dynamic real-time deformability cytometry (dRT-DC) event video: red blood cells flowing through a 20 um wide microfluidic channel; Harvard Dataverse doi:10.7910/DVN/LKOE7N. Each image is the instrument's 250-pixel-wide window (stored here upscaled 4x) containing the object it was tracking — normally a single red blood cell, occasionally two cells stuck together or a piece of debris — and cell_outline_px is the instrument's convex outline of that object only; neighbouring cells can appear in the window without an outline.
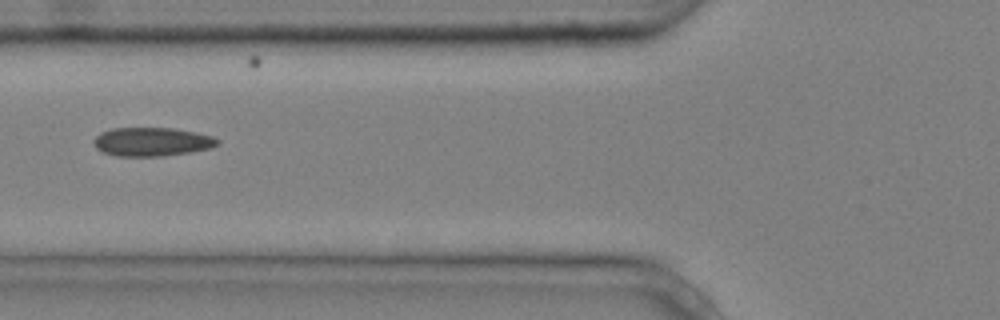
{"species": "common noctule bat (a hibernating species)", "species_latin": "Nyctalus noctula", "temperature_condition": "cold", "stored_images_in_passage": 7, "camera_frame_rate_fps": 3000, "um_per_image_px": 0.085, "animal": {"sex": "male", "body_mass_g": 20.4}, "frame": {"image": 1, "passage_image": 6, "time_ms": 1.667, "image_size_px": [1000, 320], "cell_outline_px": [[220, 144], [212, 148], [188, 152], [160, 156], [116, 156], [104, 152], [96, 148], [92, 140], [100, 132], [112, 128], [172, 128], [196, 132], [212, 136], [220, 140]], "centroid_in_image_um": [12.91, 12.04], "position_along_channel_um": 112.9, "area_um2": 20.75}}